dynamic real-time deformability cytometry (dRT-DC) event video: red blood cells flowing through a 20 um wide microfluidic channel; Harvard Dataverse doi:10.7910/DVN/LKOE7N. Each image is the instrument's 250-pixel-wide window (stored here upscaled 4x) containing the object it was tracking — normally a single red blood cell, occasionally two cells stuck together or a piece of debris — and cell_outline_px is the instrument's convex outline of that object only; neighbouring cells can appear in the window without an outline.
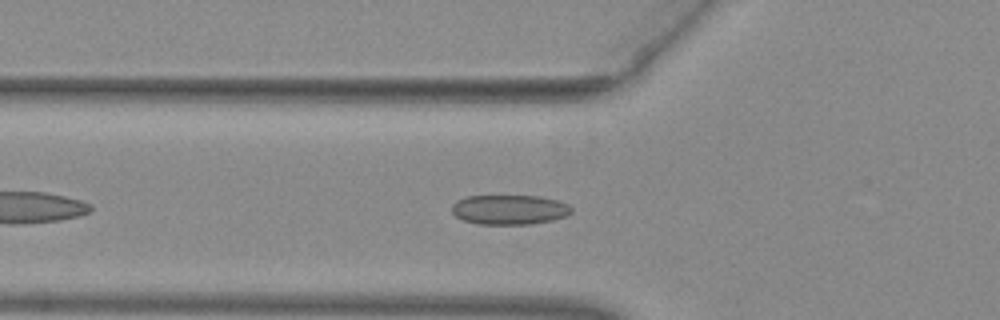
{"species": "common noctule bat (a hibernating species)", "species_latin": "Nyctalus noctula", "temperature_condition": "warm", "stored_images_in_passage": 40, "camera_frame_rate_fps": 3000, "um_per_image_px": 0.085, "animal": {"sex": "female", "body_mass_g": 29.2, "forearm_length_mm": 56.3}, "frame": {"image": 1, "passage_image": 7, "time_ms": 2.0, "image_size_px": [1000, 320], "cell_outline_px": [[572, 212], [568, 216], [552, 220], [528, 224], [476, 224], [464, 220], [456, 216], [452, 212], [452, 204], [456, 200], [468, 196], [540, 196], [556, 200], [568, 204], [572, 208]], "centroid_in_image_um": [43.31, 17.82], "position_along_channel_um": 82.5, "area_um2": 20.75}}
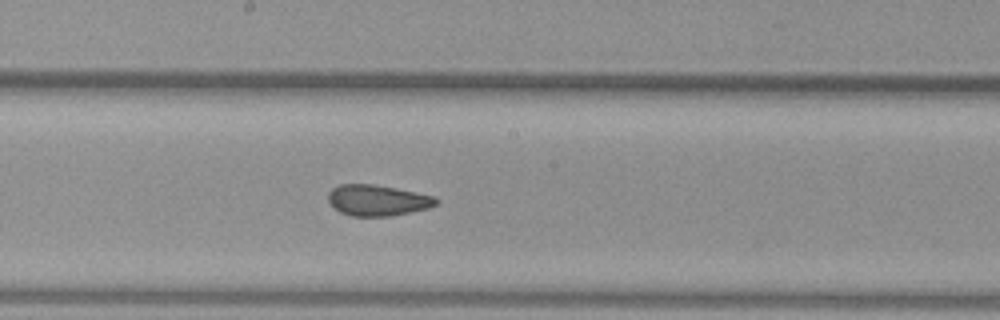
{"frame": {"image": 2, "passage_image": 17, "time_ms": 5.333, "image_size_px": [1000, 320], "cell_outline_px": [[440, 204], [428, 208], [412, 212], [388, 216], [352, 216], [340, 212], [328, 200], [328, 192], [332, 188], [340, 184], [372, 184], [396, 188], [436, 196], [440, 200]], "centroid_in_image_um": [32.14, 17.02], "position_along_channel_um": 216.1, "area_um2": 19.59}}
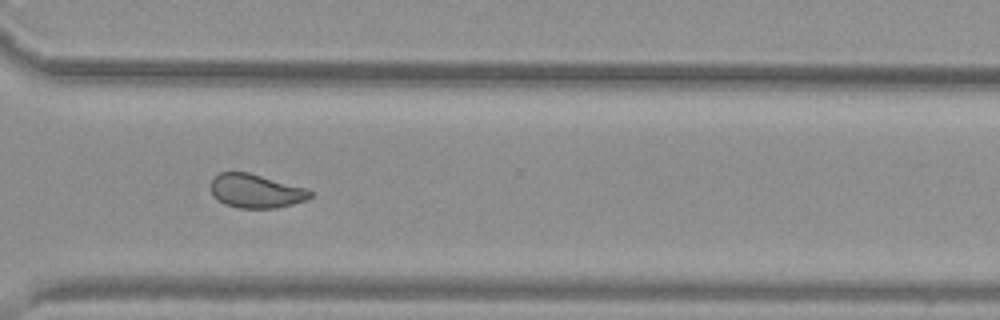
{"frame": {"image": 3, "passage_image": 27, "time_ms": 8.667, "image_size_px": [1000, 320], "cell_outline_px": [[312, 196], [304, 200], [292, 204], [276, 208], [240, 208], [224, 204], [212, 196], [208, 188], [212, 176], [220, 172], [248, 172], [308, 188], [312, 192]], "centroid_in_image_um": [21.68, 16.22], "position_along_channel_um": 348.9, "area_um2": 19.94}, "authors_computed_cell_mechanics": {"area_um2": 20.3456, "velocity_mm_per_s": 3.9885, "shape_relaxation_time_tau1_ms": null, "shape_relaxation_time_tau2_ms": 1.3877, "deformation_change_tau1": null, "deformation_change_tau2": 0.0655}}